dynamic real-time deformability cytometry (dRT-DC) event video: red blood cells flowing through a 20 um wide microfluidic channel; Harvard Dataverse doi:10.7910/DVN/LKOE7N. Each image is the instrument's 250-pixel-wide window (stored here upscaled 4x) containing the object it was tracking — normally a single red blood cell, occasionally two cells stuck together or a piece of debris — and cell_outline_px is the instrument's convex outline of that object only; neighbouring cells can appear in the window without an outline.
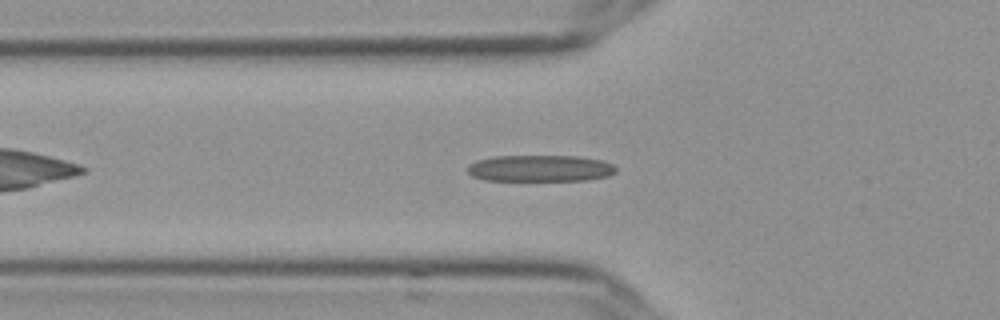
{"species": "Egyptian fruit bat (a non-hibernating species)", "species_latin": "Rousettus aegyptiacus", "temperature_condition": "cold", "stored_images_in_passage": 44, "camera_frame_rate_fps": 3000, "um_per_image_px": 0.085, "frame": {"image": 1, "passage_image": 8, "time_ms": 2.333, "image_size_px": [1000, 320], "cell_outline_px": [[616, 172], [608, 176], [588, 180], [484, 180], [472, 176], [468, 172], [468, 164], [476, 160], [496, 156], [576, 156], [604, 160], [612, 164], [616, 168]], "centroid_in_image_um": [45.92, 14.3], "position_along_channel_um": 79.9, "area_um2": 23.0}}
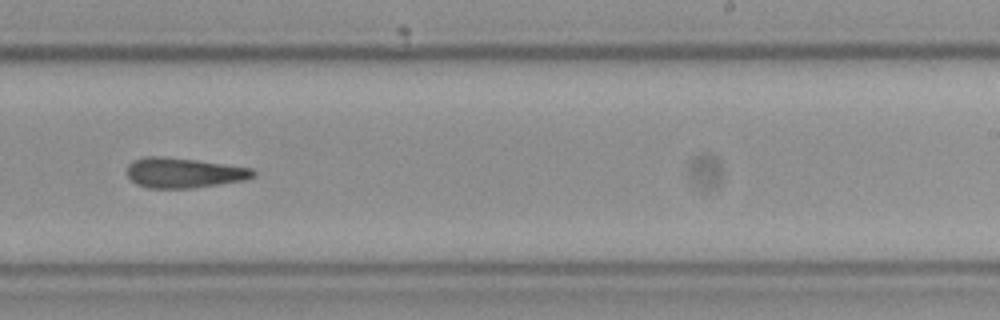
{"frame": {"image": 2, "passage_image": 24, "time_ms": 7.667, "image_size_px": [1000, 320], "cell_outline_px": [[256, 176], [244, 180], [192, 188], [148, 188], [136, 184], [128, 176], [128, 164], [132, 160], [144, 156], [164, 156], [196, 160], [252, 168], [256, 172]], "centroid_in_image_um": [15.61, 14.68], "position_along_channel_um": 273.4, "area_um2": 22.14}}
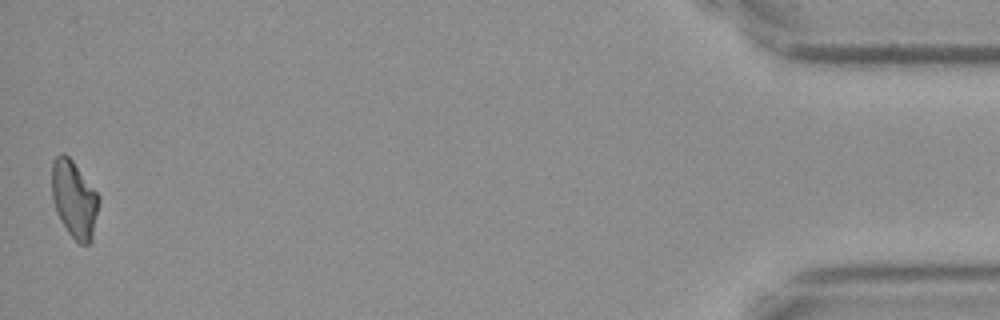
{"frame": {"image": 3, "passage_image": 44, "time_ms": 14.333, "image_size_px": [1000, 320], "cell_outline_px": [[100, 200], [92, 240], [88, 244], [80, 244], [68, 232], [60, 220], [56, 212], [52, 200], [52, 160], [60, 152], [64, 152], [72, 160], [100, 196]], "centroid_in_image_um": [6.3, 16.92], "position_along_channel_um": 428.9, "area_um2": 21.27}, "authors_computed_cell_mechanics": {"area_um2": 22.2241, "velocity_mm_per_s": 3.6157, "shape_relaxation_time_tau1_ms": 8.7188, "shape_relaxation_time_tau2_ms": 4.7207, "deformation_change_tau1": 0.1862, "deformation_change_tau2": 0.1624}}